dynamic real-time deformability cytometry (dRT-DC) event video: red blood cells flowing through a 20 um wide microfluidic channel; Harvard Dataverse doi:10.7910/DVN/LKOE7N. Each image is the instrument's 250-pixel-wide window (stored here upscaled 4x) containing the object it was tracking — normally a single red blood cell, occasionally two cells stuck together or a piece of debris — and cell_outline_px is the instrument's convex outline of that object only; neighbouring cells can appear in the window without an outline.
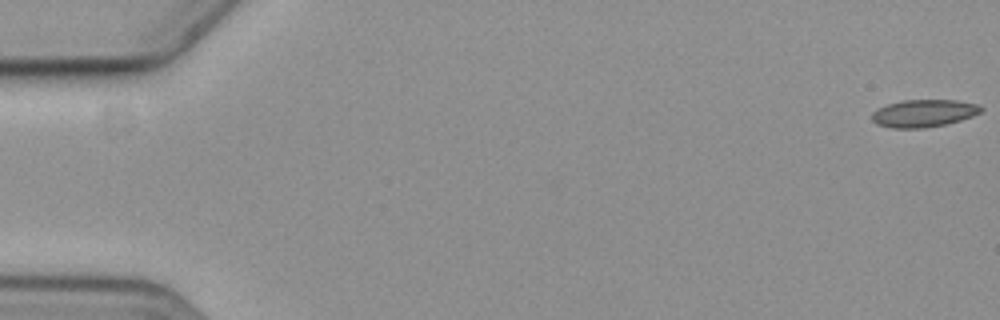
{"species": "common noctule bat (a hibernating species)", "species_latin": "Nyctalus noctula", "temperature_condition": "cold", "stored_images_in_passage": 6, "camera_frame_rate_fps": 3000, "um_per_image_px": 0.085, "animal": {"sex": "female", "body_mass_g": 19.3, "forearm_length_mm": 54.1}, "frame": {"image": 1, "passage_image": 1, "time_ms": 0.0, "image_size_px": [1000, 320], "cell_outline_px": [[984, 108], [980, 112], [972, 116], [948, 124], [924, 128], [892, 128], [876, 124], [872, 120], [872, 112], [876, 108], [888, 104], [904, 100], [956, 100], [976, 104]], "centroid_in_image_um": [78.49, 9.63], "position_along_channel_um": 6.5, "area_um2": 17.51}}